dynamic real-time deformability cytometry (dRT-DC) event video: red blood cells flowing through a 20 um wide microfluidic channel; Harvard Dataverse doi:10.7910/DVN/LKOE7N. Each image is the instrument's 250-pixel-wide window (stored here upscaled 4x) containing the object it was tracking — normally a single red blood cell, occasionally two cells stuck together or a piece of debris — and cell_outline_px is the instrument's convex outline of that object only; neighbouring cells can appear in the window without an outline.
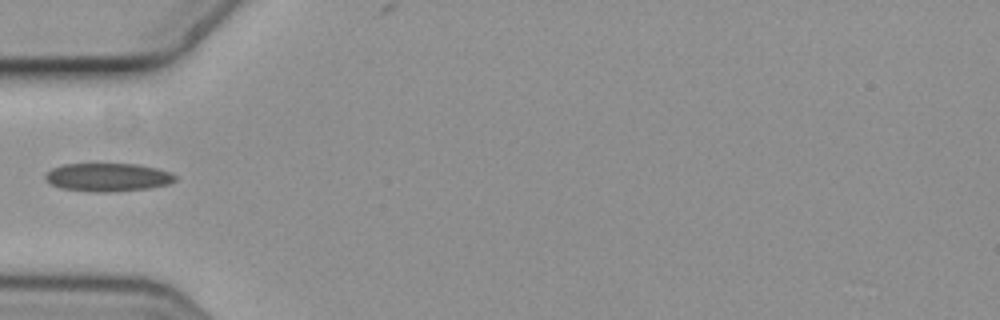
{"species": "common noctule bat (a hibernating species)", "species_latin": "Nyctalus noctula", "temperature_condition": "cold", "stored_images_in_passage": 3, "camera_frame_rate_fps": 3000, "um_per_image_px": 0.085, "animal": {"sex": "female", "body_mass_g": 19.3, "forearm_length_mm": 54.1}, "frame": {"image": 1, "passage_image": 3, "time_ms": 0.667, "image_size_px": [1000, 320], "cell_outline_px": [[176, 180], [168, 184], [148, 188], [108, 192], [92, 192], [60, 188], [44, 180], [44, 176], [52, 168], [64, 164], [136, 164], [156, 168], [168, 172], [176, 176]], "centroid_in_image_um": [9.13, 15.07], "position_along_channel_um": 75.9, "area_um2": 21.27}}